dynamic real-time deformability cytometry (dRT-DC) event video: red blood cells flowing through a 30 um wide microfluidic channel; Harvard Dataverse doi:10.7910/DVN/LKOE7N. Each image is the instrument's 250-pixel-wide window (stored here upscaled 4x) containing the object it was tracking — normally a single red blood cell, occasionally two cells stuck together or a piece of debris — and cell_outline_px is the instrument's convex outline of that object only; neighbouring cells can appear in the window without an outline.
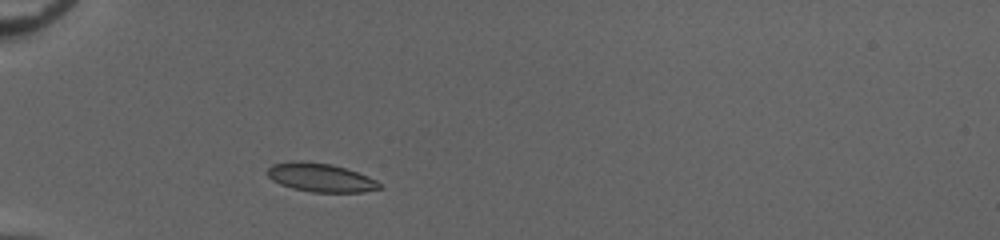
{"species": "common noctule bat (a hibernating species)", "species_latin": "Nyctalus noctula", "temperature_condition": "cold", "stored_images_in_passage": 35, "camera_frame_rate_fps": 3000, "um_per_image_px": 0.085, "animal": {"sex": "female", "body_mass_g": 20.0, "forearm_length_mm": 54.0}, "frame": {"image": 1, "passage_image": 1, "time_ms": 0.0, "image_size_px": [1000, 240], "cell_outline_px": [[380, 188], [360, 192], [312, 192], [292, 188], [280, 184], [272, 180], [268, 176], [268, 168], [272, 164], [292, 160], [300, 160], [332, 164], [368, 176], [376, 180], [380, 184]], "centroid_in_image_um": [27.2, 15.08], "position_along_channel_um": 57.8, "area_um2": 18.61}}
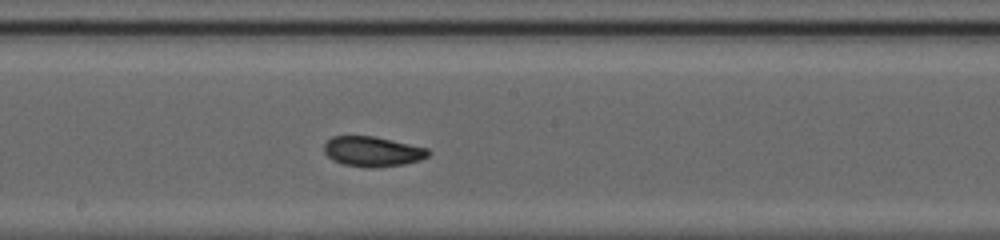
{"frame": {"image": 2, "passage_image": 14, "time_ms": 4.333, "image_size_px": [1000, 240], "cell_outline_px": [[432, 152], [428, 156], [420, 160], [404, 164], [372, 168], [368, 168], [344, 164], [332, 160], [324, 152], [324, 144], [332, 136], [372, 136], [392, 140], [428, 148]], "centroid_in_image_um": [31.67, 12.88], "position_along_channel_um": 216.5, "area_um2": 18.26}}
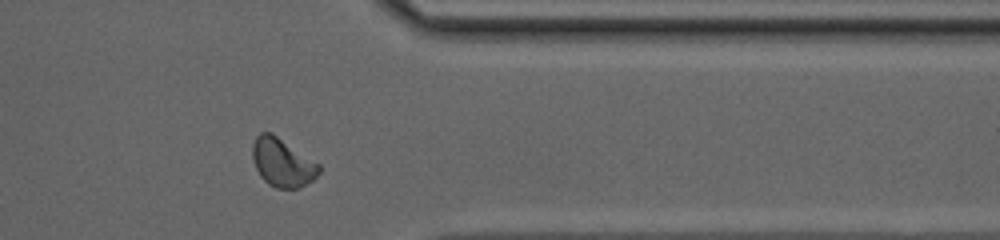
{"frame": {"image": 3, "passage_image": 27, "time_ms": 8.667, "image_size_px": [1000, 240], "cell_outline_px": [[320, 172], [312, 180], [300, 188], [276, 188], [268, 184], [260, 176], [256, 168], [252, 156], [252, 144], [256, 136], [260, 132], [272, 132], [320, 164]], "centroid_in_image_um": [23.99, 13.8], "position_along_channel_um": 387.4, "area_um2": 18.84}, "authors_computed_cell_mechanics": {"area_um2": 18.2648, "velocity_mm_per_s": 4.0651, "shape_relaxation_time_tau1_ms": 4.3039, "shape_relaxation_time_tau2_ms": 1.3522, "deformation_change_tau1": 0.1459, "deformation_change_tau2": 0.0627}}